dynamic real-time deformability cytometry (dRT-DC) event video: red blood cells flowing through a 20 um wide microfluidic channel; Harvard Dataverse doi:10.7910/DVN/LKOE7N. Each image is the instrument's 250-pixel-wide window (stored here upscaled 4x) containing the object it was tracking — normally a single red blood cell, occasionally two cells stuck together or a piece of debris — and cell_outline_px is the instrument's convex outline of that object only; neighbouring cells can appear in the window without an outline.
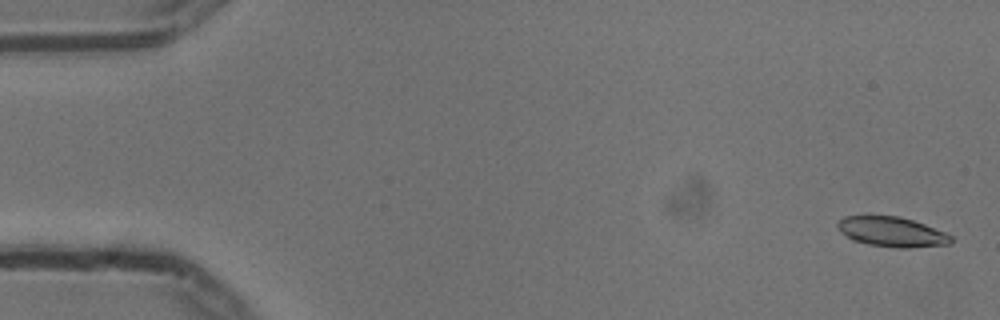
{"species": "common noctule bat (a hibernating species)", "species_latin": "Nyctalus noctula", "temperature_condition": "cold", "stored_images_in_passage": 55, "camera_frame_rate_fps": 3000, "um_per_image_px": 0.085, "animal": {"sex": "male", "body_mass_g": 13.3}, "frame": {"image": 1, "passage_image": 2, "time_ms": 0.333, "image_size_px": [1000, 320], "cell_outline_px": [[952, 244], [908, 248], [896, 248], [868, 244], [852, 240], [840, 232], [836, 224], [844, 216], [900, 216], [924, 224], [944, 232], [952, 236]], "centroid_in_image_um": [75.8, 19.71], "position_along_channel_um": 9.2, "area_um2": 19.77}}
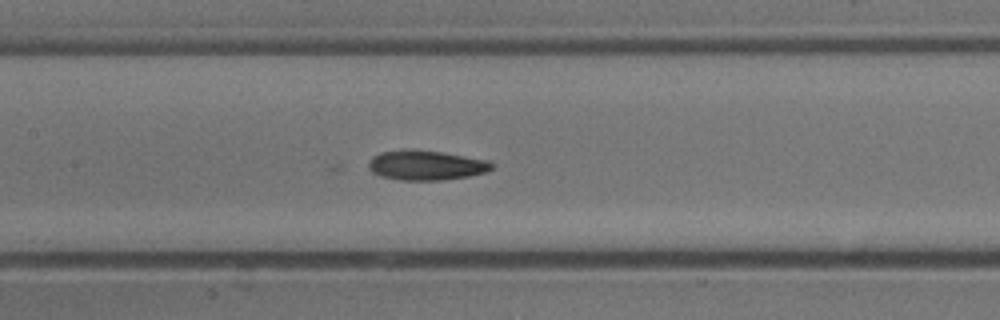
{"frame": {"image": 2, "passage_image": 26, "time_ms": 8.333, "image_size_px": [1000, 320], "cell_outline_px": [[492, 168], [488, 172], [468, 176], [444, 180], [400, 180], [380, 176], [372, 172], [368, 168], [368, 164], [372, 156], [380, 152], [404, 148], [412, 148], [440, 152], [488, 160], [492, 164]], "centroid_in_image_um": [36.17, 14.03], "position_along_channel_um": 171.2, "area_um2": 21.62}}
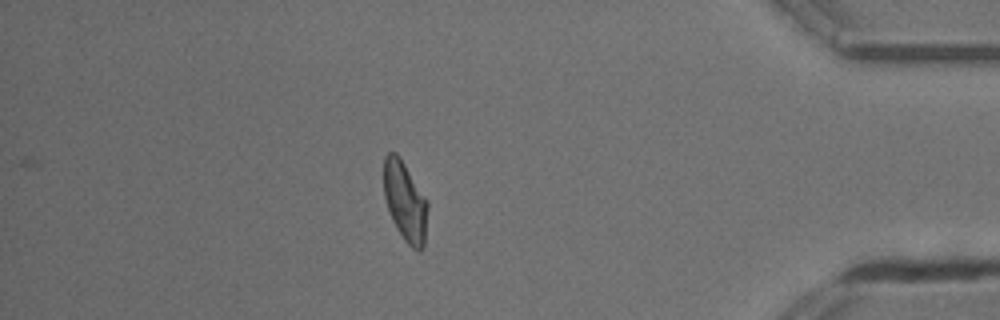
{"frame": {"image": 3, "passage_image": 48, "time_ms": 15.667, "image_size_px": [1000, 320], "cell_outline_px": [[428, 208], [424, 244], [420, 252], [412, 248], [404, 240], [396, 228], [392, 220], [384, 196], [384, 156], [388, 152], [396, 152], [400, 156], [428, 200]], "centroid_in_image_um": [34.44, 17.11], "position_along_channel_um": 400.8, "area_um2": 20.58}, "authors_computed_cell_mechanics": {"area_um2": 20.23, "velocity_mm_per_s": 3.7097, "shape_relaxation_time_tau1_ms": 0.6521, "shape_relaxation_time_tau2_ms": 4.7299, "deformation_change_tau1": null, "deformation_change_tau2": 0.0789}}